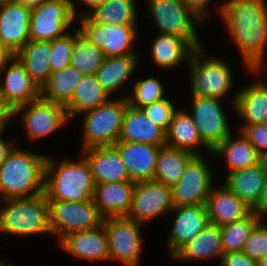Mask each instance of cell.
Listing matches in <instances>:
<instances>
[{"instance_id": "obj_15", "label": "cell", "mask_w": 267, "mask_h": 266, "mask_svg": "<svg viewBox=\"0 0 267 266\" xmlns=\"http://www.w3.org/2000/svg\"><path fill=\"white\" fill-rule=\"evenodd\" d=\"M18 114L23 117L25 132L31 141L54 133L69 121L65 106L41 98L19 106L13 112V118Z\"/></svg>"}, {"instance_id": "obj_48", "label": "cell", "mask_w": 267, "mask_h": 266, "mask_svg": "<svg viewBox=\"0 0 267 266\" xmlns=\"http://www.w3.org/2000/svg\"><path fill=\"white\" fill-rule=\"evenodd\" d=\"M87 6L88 8L92 9L90 11H86L85 13H81V17L78 16V18L87 17L91 12H93L96 8H98L100 5H102L106 0H80Z\"/></svg>"}, {"instance_id": "obj_19", "label": "cell", "mask_w": 267, "mask_h": 266, "mask_svg": "<svg viewBox=\"0 0 267 266\" xmlns=\"http://www.w3.org/2000/svg\"><path fill=\"white\" fill-rule=\"evenodd\" d=\"M58 243L64 251L80 259L110 260L109 241L103 224L95 229L69 233Z\"/></svg>"}, {"instance_id": "obj_2", "label": "cell", "mask_w": 267, "mask_h": 266, "mask_svg": "<svg viewBox=\"0 0 267 266\" xmlns=\"http://www.w3.org/2000/svg\"><path fill=\"white\" fill-rule=\"evenodd\" d=\"M47 156L14 147L0 166V200L44 193Z\"/></svg>"}, {"instance_id": "obj_5", "label": "cell", "mask_w": 267, "mask_h": 266, "mask_svg": "<svg viewBox=\"0 0 267 266\" xmlns=\"http://www.w3.org/2000/svg\"><path fill=\"white\" fill-rule=\"evenodd\" d=\"M129 105L127 97L110 99L94 110L83 113V146H114L121 135L123 119Z\"/></svg>"}, {"instance_id": "obj_36", "label": "cell", "mask_w": 267, "mask_h": 266, "mask_svg": "<svg viewBox=\"0 0 267 266\" xmlns=\"http://www.w3.org/2000/svg\"><path fill=\"white\" fill-rule=\"evenodd\" d=\"M135 0H106L91 12L88 17L94 23L137 25L138 13Z\"/></svg>"}, {"instance_id": "obj_51", "label": "cell", "mask_w": 267, "mask_h": 266, "mask_svg": "<svg viewBox=\"0 0 267 266\" xmlns=\"http://www.w3.org/2000/svg\"><path fill=\"white\" fill-rule=\"evenodd\" d=\"M13 1L15 3L21 4V5L25 6V7L33 9V8L39 6L45 0H13Z\"/></svg>"}, {"instance_id": "obj_21", "label": "cell", "mask_w": 267, "mask_h": 266, "mask_svg": "<svg viewBox=\"0 0 267 266\" xmlns=\"http://www.w3.org/2000/svg\"><path fill=\"white\" fill-rule=\"evenodd\" d=\"M92 171L95 184L131 181L120 152L114 146L82 150Z\"/></svg>"}, {"instance_id": "obj_50", "label": "cell", "mask_w": 267, "mask_h": 266, "mask_svg": "<svg viewBox=\"0 0 267 266\" xmlns=\"http://www.w3.org/2000/svg\"><path fill=\"white\" fill-rule=\"evenodd\" d=\"M12 57L13 55L7 49L0 47V73H2V70L5 68V65ZM0 76L2 75L0 74Z\"/></svg>"}, {"instance_id": "obj_55", "label": "cell", "mask_w": 267, "mask_h": 266, "mask_svg": "<svg viewBox=\"0 0 267 266\" xmlns=\"http://www.w3.org/2000/svg\"><path fill=\"white\" fill-rule=\"evenodd\" d=\"M0 266H14L13 263H5L3 261H0Z\"/></svg>"}, {"instance_id": "obj_44", "label": "cell", "mask_w": 267, "mask_h": 266, "mask_svg": "<svg viewBox=\"0 0 267 266\" xmlns=\"http://www.w3.org/2000/svg\"><path fill=\"white\" fill-rule=\"evenodd\" d=\"M220 262V266H257V261L242 251L223 253Z\"/></svg>"}, {"instance_id": "obj_11", "label": "cell", "mask_w": 267, "mask_h": 266, "mask_svg": "<svg viewBox=\"0 0 267 266\" xmlns=\"http://www.w3.org/2000/svg\"><path fill=\"white\" fill-rule=\"evenodd\" d=\"M80 34L89 42L102 48L105 57L137 55L133 50L137 25L94 23L88 16L80 18Z\"/></svg>"}, {"instance_id": "obj_8", "label": "cell", "mask_w": 267, "mask_h": 266, "mask_svg": "<svg viewBox=\"0 0 267 266\" xmlns=\"http://www.w3.org/2000/svg\"><path fill=\"white\" fill-rule=\"evenodd\" d=\"M74 0H45L31 9L30 40L52 41L65 35L77 18Z\"/></svg>"}, {"instance_id": "obj_53", "label": "cell", "mask_w": 267, "mask_h": 266, "mask_svg": "<svg viewBox=\"0 0 267 266\" xmlns=\"http://www.w3.org/2000/svg\"><path fill=\"white\" fill-rule=\"evenodd\" d=\"M8 123V121H0V139H2V133L5 130V126Z\"/></svg>"}, {"instance_id": "obj_4", "label": "cell", "mask_w": 267, "mask_h": 266, "mask_svg": "<svg viewBox=\"0 0 267 266\" xmlns=\"http://www.w3.org/2000/svg\"><path fill=\"white\" fill-rule=\"evenodd\" d=\"M7 204L0 208V231L2 233L29 236L50 234V205L48 197L42 193L29 198L1 200Z\"/></svg>"}, {"instance_id": "obj_10", "label": "cell", "mask_w": 267, "mask_h": 266, "mask_svg": "<svg viewBox=\"0 0 267 266\" xmlns=\"http://www.w3.org/2000/svg\"><path fill=\"white\" fill-rule=\"evenodd\" d=\"M102 224L108 236L110 260L119 261L123 266H139L142 224L127 216L104 218Z\"/></svg>"}, {"instance_id": "obj_9", "label": "cell", "mask_w": 267, "mask_h": 266, "mask_svg": "<svg viewBox=\"0 0 267 266\" xmlns=\"http://www.w3.org/2000/svg\"><path fill=\"white\" fill-rule=\"evenodd\" d=\"M52 235L59 241L69 233L95 229L102 224L94 200L81 202L49 200Z\"/></svg>"}, {"instance_id": "obj_17", "label": "cell", "mask_w": 267, "mask_h": 266, "mask_svg": "<svg viewBox=\"0 0 267 266\" xmlns=\"http://www.w3.org/2000/svg\"><path fill=\"white\" fill-rule=\"evenodd\" d=\"M31 9L14 1L0 2V46L16 55L30 40Z\"/></svg>"}, {"instance_id": "obj_47", "label": "cell", "mask_w": 267, "mask_h": 266, "mask_svg": "<svg viewBox=\"0 0 267 266\" xmlns=\"http://www.w3.org/2000/svg\"><path fill=\"white\" fill-rule=\"evenodd\" d=\"M15 143L14 140L8 142L5 139H0V166L2 165V163L6 160V158L8 157L9 153L13 150V148L15 147V145L13 144Z\"/></svg>"}, {"instance_id": "obj_32", "label": "cell", "mask_w": 267, "mask_h": 266, "mask_svg": "<svg viewBox=\"0 0 267 266\" xmlns=\"http://www.w3.org/2000/svg\"><path fill=\"white\" fill-rule=\"evenodd\" d=\"M51 41L29 40L15 55L32 80L41 88L52 72L49 64Z\"/></svg>"}, {"instance_id": "obj_54", "label": "cell", "mask_w": 267, "mask_h": 266, "mask_svg": "<svg viewBox=\"0 0 267 266\" xmlns=\"http://www.w3.org/2000/svg\"><path fill=\"white\" fill-rule=\"evenodd\" d=\"M257 266H267V257L257 260Z\"/></svg>"}, {"instance_id": "obj_39", "label": "cell", "mask_w": 267, "mask_h": 266, "mask_svg": "<svg viewBox=\"0 0 267 266\" xmlns=\"http://www.w3.org/2000/svg\"><path fill=\"white\" fill-rule=\"evenodd\" d=\"M134 83L133 94L127 96L128 103L133 108L141 109L165 98L162 83L156 77H147Z\"/></svg>"}, {"instance_id": "obj_24", "label": "cell", "mask_w": 267, "mask_h": 266, "mask_svg": "<svg viewBox=\"0 0 267 266\" xmlns=\"http://www.w3.org/2000/svg\"><path fill=\"white\" fill-rule=\"evenodd\" d=\"M118 141L162 146L166 144V132L149 119L142 109L128 105Z\"/></svg>"}, {"instance_id": "obj_56", "label": "cell", "mask_w": 267, "mask_h": 266, "mask_svg": "<svg viewBox=\"0 0 267 266\" xmlns=\"http://www.w3.org/2000/svg\"><path fill=\"white\" fill-rule=\"evenodd\" d=\"M13 1V0H0V2Z\"/></svg>"}, {"instance_id": "obj_30", "label": "cell", "mask_w": 267, "mask_h": 266, "mask_svg": "<svg viewBox=\"0 0 267 266\" xmlns=\"http://www.w3.org/2000/svg\"><path fill=\"white\" fill-rule=\"evenodd\" d=\"M109 96L110 94L97 81L95 74L84 75L75 88L70 102L65 106L68 119L94 110L109 101Z\"/></svg>"}, {"instance_id": "obj_45", "label": "cell", "mask_w": 267, "mask_h": 266, "mask_svg": "<svg viewBox=\"0 0 267 266\" xmlns=\"http://www.w3.org/2000/svg\"><path fill=\"white\" fill-rule=\"evenodd\" d=\"M211 0H183L186 6L202 21L207 17L208 4Z\"/></svg>"}, {"instance_id": "obj_37", "label": "cell", "mask_w": 267, "mask_h": 266, "mask_svg": "<svg viewBox=\"0 0 267 266\" xmlns=\"http://www.w3.org/2000/svg\"><path fill=\"white\" fill-rule=\"evenodd\" d=\"M105 60L102 48L89 42L76 29V40L71 54L70 65L83 75H93Z\"/></svg>"}, {"instance_id": "obj_41", "label": "cell", "mask_w": 267, "mask_h": 266, "mask_svg": "<svg viewBox=\"0 0 267 266\" xmlns=\"http://www.w3.org/2000/svg\"><path fill=\"white\" fill-rule=\"evenodd\" d=\"M261 220L244 243L242 252L254 260L267 257V222Z\"/></svg>"}, {"instance_id": "obj_12", "label": "cell", "mask_w": 267, "mask_h": 266, "mask_svg": "<svg viewBox=\"0 0 267 266\" xmlns=\"http://www.w3.org/2000/svg\"><path fill=\"white\" fill-rule=\"evenodd\" d=\"M212 170L204 158L195 156L186 166L180 179L172 187L174 206L206 204L214 186Z\"/></svg>"}, {"instance_id": "obj_23", "label": "cell", "mask_w": 267, "mask_h": 266, "mask_svg": "<svg viewBox=\"0 0 267 266\" xmlns=\"http://www.w3.org/2000/svg\"><path fill=\"white\" fill-rule=\"evenodd\" d=\"M209 223L223 226L247 217L250 208L235 193L231 192L225 184L219 188L213 186L206 202Z\"/></svg>"}, {"instance_id": "obj_28", "label": "cell", "mask_w": 267, "mask_h": 266, "mask_svg": "<svg viewBox=\"0 0 267 266\" xmlns=\"http://www.w3.org/2000/svg\"><path fill=\"white\" fill-rule=\"evenodd\" d=\"M151 57L159 68H174L186 59L188 63L195 48L184 38L159 33L151 46Z\"/></svg>"}, {"instance_id": "obj_29", "label": "cell", "mask_w": 267, "mask_h": 266, "mask_svg": "<svg viewBox=\"0 0 267 266\" xmlns=\"http://www.w3.org/2000/svg\"><path fill=\"white\" fill-rule=\"evenodd\" d=\"M166 144L188 151L195 156H200L196 149L200 146L205 148L210 154L212 153L203 143L191 115L183 109H178L173 116L169 129L166 132Z\"/></svg>"}, {"instance_id": "obj_40", "label": "cell", "mask_w": 267, "mask_h": 266, "mask_svg": "<svg viewBox=\"0 0 267 266\" xmlns=\"http://www.w3.org/2000/svg\"><path fill=\"white\" fill-rule=\"evenodd\" d=\"M76 40V30L51 41L49 64L52 72L67 68L70 65L71 54Z\"/></svg>"}, {"instance_id": "obj_34", "label": "cell", "mask_w": 267, "mask_h": 266, "mask_svg": "<svg viewBox=\"0 0 267 266\" xmlns=\"http://www.w3.org/2000/svg\"><path fill=\"white\" fill-rule=\"evenodd\" d=\"M194 157L195 155L188 151L167 144L162 145L157 157L153 180L159 181L165 186L173 187Z\"/></svg>"}, {"instance_id": "obj_42", "label": "cell", "mask_w": 267, "mask_h": 266, "mask_svg": "<svg viewBox=\"0 0 267 266\" xmlns=\"http://www.w3.org/2000/svg\"><path fill=\"white\" fill-rule=\"evenodd\" d=\"M147 117L160 126L165 132L169 129L173 119L175 106L166 97L160 101L153 102L141 108Z\"/></svg>"}, {"instance_id": "obj_13", "label": "cell", "mask_w": 267, "mask_h": 266, "mask_svg": "<svg viewBox=\"0 0 267 266\" xmlns=\"http://www.w3.org/2000/svg\"><path fill=\"white\" fill-rule=\"evenodd\" d=\"M192 98V112L189 113L196 124L203 143L213 151L231 134L226 114L219 98Z\"/></svg>"}, {"instance_id": "obj_18", "label": "cell", "mask_w": 267, "mask_h": 266, "mask_svg": "<svg viewBox=\"0 0 267 266\" xmlns=\"http://www.w3.org/2000/svg\"><path fill=\"white\" fill-rule=\"evenodd\" d=\"M175 218L167 238V248L172 257L183 245L192 240L209 223L206 204L174 206Z\"/></svg>"}, {"instance_id": "obj_46", "label": "cell", "mask_w": 267, "mask_h": 266, "mask_svg": "<svg viewBox=\"0 0 267 266\" xmlns=\"http://www.w3.org/2000/svg\"><path fill=\"white\" fill-rule=\"evenodd\" d=\"M256 214H258L262 220L267 216V177L263 185L262 194L258 204L252 209Z\"/></svg>"}, {"instance_id": "obj_52", "label": "cell", "mask_w": 267, "mask_h": 266, "mask_svg": "<svg viewBox=\"0 0 267 266\" xmlns=\"http://www.w3.org/2000/svg\"><path fill=\"white\" fill-rule=\"evenodd\" d=\"M259 162L267 172V151H264L262 154H260Z\"/></svg>"}, {"instance_id": "obj_7", "label": "cell", "mask_w": 267, "mask_h": 266, "mask_svg": "<svg viewBox=\"0 0 267 266\" xmlns=\"http://www.w3.org/2000/svg\"><path fill=\"white\" fill-rule=\"evenodd\" d=\"M147 6L161 34L182 37L195 49L204 46L195 29L196 24L199 25L203 21L186 6L183 0H148Z\"/></svg>"}, {"instance_id": "obj_1", "label": "cell", "mask_w": 267, "mask_h": 266, "mask_svg": "<svg viewBox=\"0 0 267 266\" xmlns=\"http://www.w3.org/2000/svg\"><path fill=\"white\" fill-rule=\"evenodd\" d=\"M266 0H226L218 13L227 32L241 52L246 69L254 74L262 69L267 45Z\"/></svg>"}, {"instance_id": "obj_16", "label": "cell", "mask_w": 267, "mask_h": 266, "mask_svg": "<svg viewBox=\"0 0 267 266\" xmlns=\"http://www.w3.org/2000/svg\"><path fill=\"white\" fill-rule=\"evenodd\" d=\"M5 65L0 76V97L4 104L14 112L19 106L36 101L40 98V87L32 80L23 64L15 55ZM2 81V82H1Z\"/></svg>"}, {"instance_id": "obj_22", "label": "cell", "mask_w": 267, "mask_h": 266, "mask_svg": "<svg viewBox=\"0 0 267 266\" xmlns=\"http://www.w3.org/2000/svg\"><path fill=\"white\" fill-rule=\"evenodd\" d=\"M134 181L95 184L93 200L101 217L127 216L133 199Z\"/></svg>"}, {"instance_id": "obj_35", "label": "cell", "mask_w": 267, "mask_h": 266, "mask_svg": "<svg viewBox=\"0 0 267 266\" xmlns=\"http://www.w3.org/2000/svg\"><path fill=\"white\" fill-rule=\"evenodd\" d=\"M83 76L71 65L65 69L51 72L47 81L40 88V98L66 106Z\"/></svg>"}, {"instance_id": "obj_43", "label": "cell", "mask_w": 267, "mask_h": 266, "mask_svg": "<svg viewBox=\"0 0 267 266\" xmlns=\"http://www.w3.org/2000/svg\"><path fill=\"white\" fill-rule=\"evenodd\" d=\"M239 129L259 154L267 151V123L242 125Z\"/></svg>"}, {"instance_id": "obj_31", "label": "cell", "mask_w": 267, "mask_h": 266, "mask_svg": "<svg viewBox=\"0 0 267 266\" xmlns=\"http://www.w3.org/2000/svg\"><path fill=\"white\" fill-rule=\"evenodd\" d=\"M138 64V55L105 57L95 76L100 85L110 94L119 90L124 83L133 81V75Z\"/></svg>"}, {"instance_id": "obj_33", "label": "cell", "mask_w": 267, "mask_h": 266, "mask_svg": "<svg viewBox=\"0 0 267 266\" xmlns=\"http://www.w3.org/2000/svg\"><path fill=\"white\" fill-rule=\"evenodd\" d=\"M240 132L239 139H234L232 133L224 139L213 151V155L224 156L227 164V173L240 170L259 162L260 154Z\"/></svg>"}, {"instance_id": "obj_14", "label": "cell", "mask_w": 267, "mask_h": 266, "mask_svg": "<svg viewBox=\"0 0 267 266\" xmlns=\"http://www.w3.org/2000/svg\"><path fill=\"white\" fill-rule=\"evenodd\" d=\"M174 208L172 187L156 180L135 182L132 206L127 217L140 224L155 220Z\"/></svg>"}, {"instance_id": "obj_3", "label": "cell", "mask_w": 267, "mask_h": 266, "mask_svg": "<svg viewBox=\"0 0 267 266\" xmlns=\"http://www.w3.org/2000/svg\"><path fill=\"white\" fill-rule=\"evenodd\" d=\"M81 155L80 160L62 159L58 163L47 156L44 194L48 200L75 202L93 200L95 183L91 167L86 157Z\"/></svg>"}, {"instance_id": "obj_6", "label": "cell", "mask_w": 267, "mask_h": 266, "mask_svg": "<svg viewBox=\"0 0 267 266\" xmlns=\"http://www.w3.org/2000/svg\"><path fill=\"white\" fill-rule=\"evenodd\" d=\"M191 79V96L222 99L232 87L230 66L217 57L205 55L203 47L193 51L188 62Z\"/></svg>"}, {"instance_id": "obj_20", "label": "cell", "mask_w": 267, "mask_h": 266, "mask_svg": "<svg viewBox=\"0 0 267 266\" xmlns=\"http://www.w3.org/2000/svg\"><path fill=\"white\" fill-rule=\"evenodd\" d=\"M114 147L120 152L131 181L138 182L153 179L161 146L118 141Z\"/></svg>"}, {"instance_id": "obj_25", "label": "cell", "mask_w": 267, "mask_h": 266, "mask_svg": "<svg viewBox=\"0 0 267 266\" xmlns=\"http://www.w3.org/2000/svg\"><path fill=\"white\" fill-rule=\"evenodd\" d=\"M235 95L232 98V105L244 120L243 125L267 123V83L265 81L258 78Z\"/></svg>"}, {"instance_id": "obj_49", "label": "cell", "mask_w": 267, "mask_h": 266, "mask_svg": "<svg viewBox=\"0 0 267 266\" xmlns=\"http://www.w3.org/2000/svg\"><path fill=\"white\" fill-rule=\"evenodd\" d=\"M13 118V112L4 104L0 97V121H10Z\"/></svg>"}, {"instance_id": "obj_27", "label": "cell", "mask_w": 267, "mask_h": 266, "mask_svg": "<svg viewBox=\"0 0 267 266\" xmlns=\"http://www.w3.org/2000/svg\"><path fill=\"white\" fill-rule=\"evenodd\" d=\"M221 226L208 223L192 240L183 245L173 256L175 260L221 259Z\"/></svg>"}, {"instance_id": "obj_38", "label": "cell", "mask_w": 267, "mask_h": 266, "mask_svg": "<svg viewBox=\"0 0 267 266\" xmlns=\"http://www.w3.org/2000/svg\"><path fill=\"white\" fill-rule=\"evenodd\" d=\"M262 218L252 211L247 217L221 226L223 253L240 252L254 227Z\"/></svg>"}, {"instance_id": "obj_26", "label": "cell", "mask_w": 267, "mask_h": 266, "mask_svg": "<svg viewBox=\"0 0 267 266\" xmlns=\"http://www.w3.org/2000/svg\"><path fill=\"white\" fill-rule=\"evenodd\" d=\"M266 177V170L258 162L255 165L227 173L224 184L253 209L260 201Z\"/></svg>"}]
</instances>
